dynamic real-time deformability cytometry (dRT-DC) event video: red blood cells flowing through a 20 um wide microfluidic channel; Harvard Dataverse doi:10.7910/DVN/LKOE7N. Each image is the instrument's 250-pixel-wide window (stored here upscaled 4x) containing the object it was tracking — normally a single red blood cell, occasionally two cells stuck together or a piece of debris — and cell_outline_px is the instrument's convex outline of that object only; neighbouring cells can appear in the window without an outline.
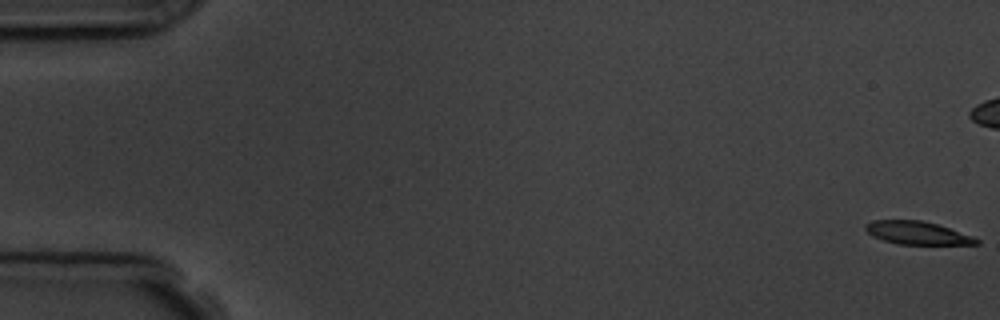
{"species": "common noctule bat (a hibernating species)", "species_latin": "Nyctalus noctula", "temperature_condition": "room temperature", "stored_images_in_passage": 9, "camera_frame_rate_fps": 3000, "um_per_image_px": 0.085, "animal": {"sex": "male", "body_mass_g": 19.5, "forearm_length_mm": 54.6}, "frame": {"image": 1, "passage_image": 1, "time_ms": 0.0, "image_size_px": [1000, 320], "cell_outline_px": [[980, 244], [896, 244], [872, 236], [864, 228], [864, 224], [872, 220], [920, 220], [936, 224], [972, 236], [980, 240]], "centroid_in_image_um": [77.92, 19.79], "position_along_channel_um": 7.1, "area_um2": 14.74}}